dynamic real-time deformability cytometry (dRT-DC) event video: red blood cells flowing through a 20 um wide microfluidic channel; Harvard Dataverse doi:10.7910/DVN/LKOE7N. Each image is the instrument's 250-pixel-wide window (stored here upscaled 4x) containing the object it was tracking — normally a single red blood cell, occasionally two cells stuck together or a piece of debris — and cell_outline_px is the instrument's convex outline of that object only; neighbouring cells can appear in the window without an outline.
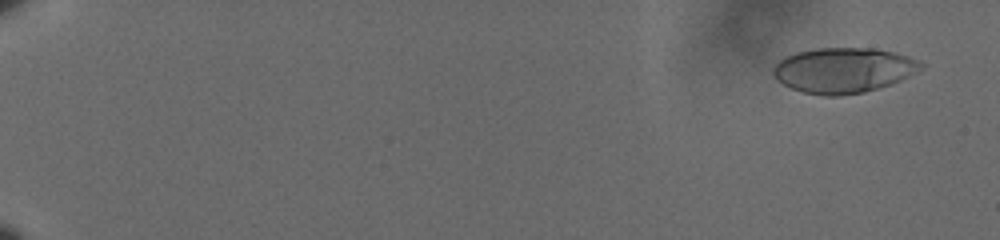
{"species": "human", "species_latin": "Homo sapiens", "temperature_condition": "cold", "stored_images_in_passage": 27, "camera_frame_rate_fps": 3000, "um_per_image_px": 0.085, "donor": {"sex": "male"}, "frame": {"image": 1, "passage_image": 2, "time_ms": 0.333, "image_size_px": [1000, 240], "cell_outline_px": [[924, 68], [892, 84], [864, 92], [840, 96], [820, 96], [800, 92], [776, 80], [772, 72], [772, 68], [784, 56], [796, 52], [816, 48], [872, 48], [896, 52], [908, 56], [924, 64]], "centroid_in_image_um": [71.67, 5.97], "position_along_channel_um": 13.3, "area_um2": 39.25}}
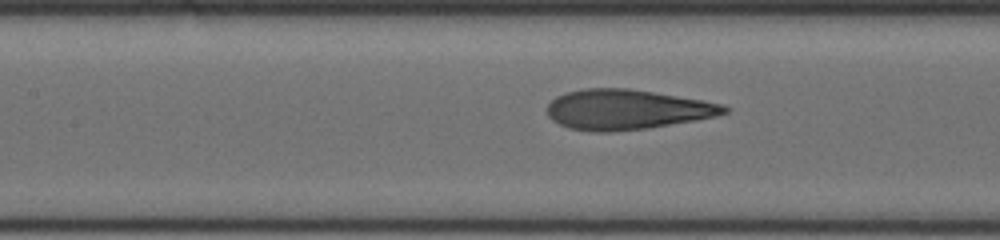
{"frame": {"image": 2, "passage_image": 20, "time_ms": 6.333, "image_size_px": [1000, 240], "cell_outline_px": [[728, 112], [716, 116], [644, 128], [608, 132], [592, 132], [568, 128], [552, 120], [548, 116], [548, 104], [556, 96], [564, 92], [584, 88], [628, 88], [704, 100], [724, 104], [728, 108]], "centroid_in_image_um": [53.23, 9.3], "position_along_channel_um": 154.2, "area_um2": 41.1}}
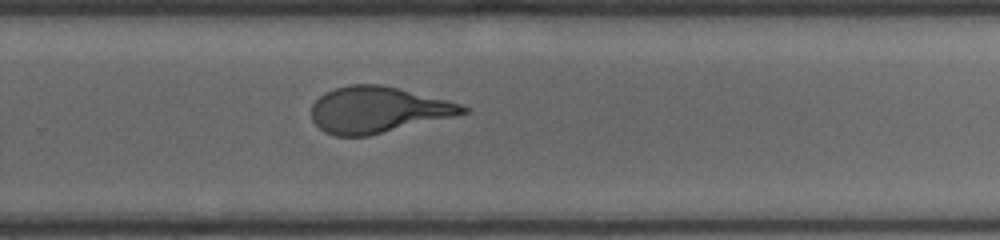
{"frame": {"image": 3, "passage_image": 27, "time_ms": 8.667, "image_size_px": [1000, 240], "cell_outline_px": [[472, 108], [468, 112], [452, 116], [368, 136], [336, 136], [324, 132], [312, 120], [312, 104], [324, 92], [332, 88], [348, 84], [380, 84], [400, 88], [448, 100]], "centroid_in_image_um": [32.09, 9.31], "position_along_channel_um": 297.7, "area_um2": 40.69}}